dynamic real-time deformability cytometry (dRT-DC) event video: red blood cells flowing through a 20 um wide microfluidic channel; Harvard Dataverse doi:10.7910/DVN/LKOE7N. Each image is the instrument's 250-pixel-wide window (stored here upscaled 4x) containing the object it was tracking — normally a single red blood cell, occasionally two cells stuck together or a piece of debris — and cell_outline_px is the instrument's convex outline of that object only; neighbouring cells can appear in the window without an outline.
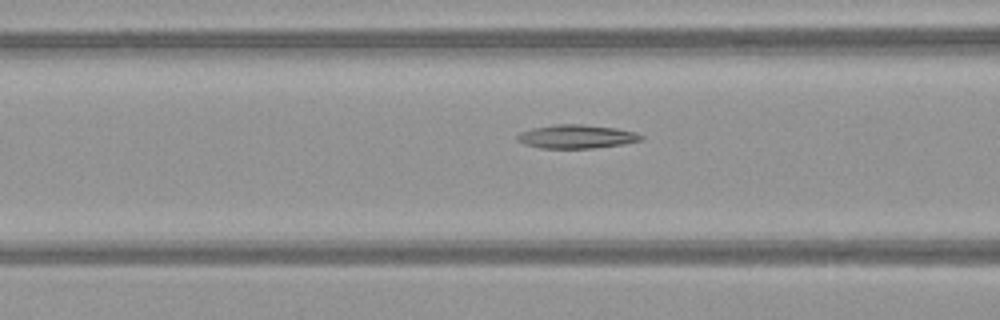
{"species": "common noctule bat (a hibernating species)", "species_latin": "Nyctalus noctula", "temperature_condition": "warm", "stored_images_in_passage": 6, "camera_frame_rate_fps": 3000, "um_per_image_px": 0.085, "animal": {"sex": "female", "body_mass_g": 21.9}, "frame": {"image": 1, "passage_image": 5, "time_ms": 1.333, "image_size_px": [1000, 320], "cell_outline_px": [[644, 140], [624, 144], [592, 148], [540, 148], [524, 144], [516, 140], [516, 136], [520, 132], [532, 128], [556, 124], [584, 124], [616, 128], [636, 132], [644, 136]], "centroid_in_image_um": [49.02, 11.6], "position_along_channel_um": 117.6, "area_um2": 17.22}}